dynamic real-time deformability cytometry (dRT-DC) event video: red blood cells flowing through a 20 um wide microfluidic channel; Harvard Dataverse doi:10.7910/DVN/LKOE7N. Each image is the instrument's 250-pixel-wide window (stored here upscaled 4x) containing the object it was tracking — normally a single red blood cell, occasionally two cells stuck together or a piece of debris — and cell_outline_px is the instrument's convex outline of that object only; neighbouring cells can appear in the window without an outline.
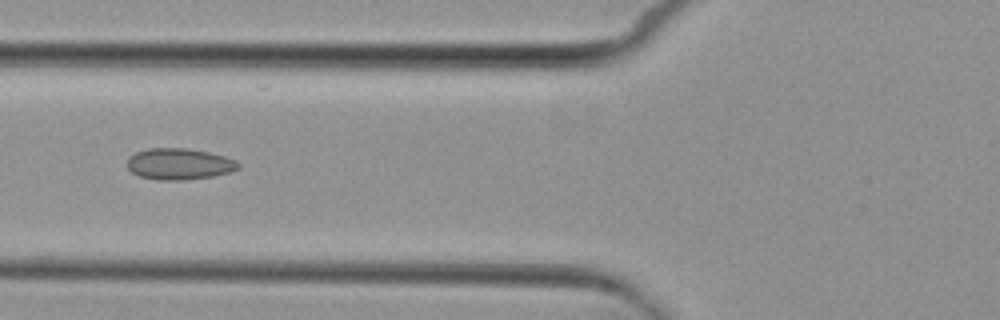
{"species": "common noctule bat (a hibernating species)", "species_latin": "Nyctalus noctula", "temperature_condition": "cold", "stored_images_in_passage": 4, "camera_frame_rate_fps": 3000, "um_per_image_px": 0.085, "animal": {"sex": "female", "body_mass_g": 29.2, "forearm_length_mm": 56.3}, "frame": {"image": 1, "passage_image": 4, "time_ms": 3.333, "image_size_px": [1000, 320], "cell_outline_px": [[240, 168], [232, 172], [212, 176], [184, 180], [156, 180], [140, 176], [132, 172], [128, 168], [128, 160], [136, 152], [148, 148], [188, 148], [208, 152], [224, 156], [236, 160], [240, 164]], "centroid_in_image_um": [15.27, 13.94], "position_along_channel_um": 110.5, "area_um2": 20.29}}